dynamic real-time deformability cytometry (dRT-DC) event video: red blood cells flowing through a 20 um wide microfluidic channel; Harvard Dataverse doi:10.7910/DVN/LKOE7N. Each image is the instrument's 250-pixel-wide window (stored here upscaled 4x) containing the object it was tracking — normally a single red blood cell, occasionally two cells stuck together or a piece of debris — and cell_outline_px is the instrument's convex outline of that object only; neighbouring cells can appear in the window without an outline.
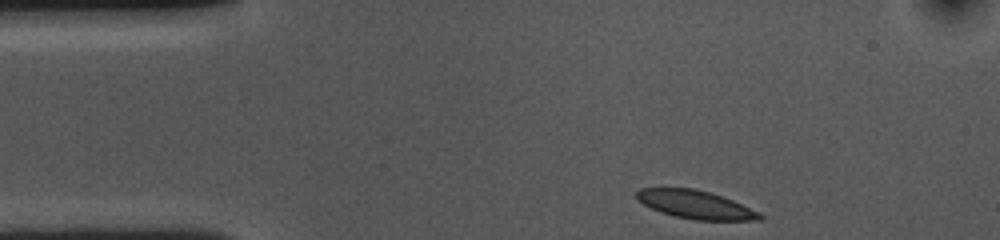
{"species": "common noctule bat (a hibernating species)", "species_latin": "Nyctalus noctula", "temperature_condition": "cold", "stored_images_in_passage": 37, "camera_frame_rate_fps": 3000, "um_per_image_px": 0.085, "animal": {"sex": "female", "body_mass_g": 10.0, "forearm_length_mm": 53.1}, "frame": {"image": 1, "passage_image": 1, "time_ms": 0.0, "image_size_px": [1000, 240], "cell_outline_px": [[764, 220], [696, 220], [676, 216], [660, 212], [636, 200], [636, 192], [640, 188], [692, 188], [708, 192], [732, 200], [760, 212], [764, 216]], "centroid_in_image_um": [59.12, 17.39], "position_along_channel_um": 25.9, "area_um2": 20.11}}
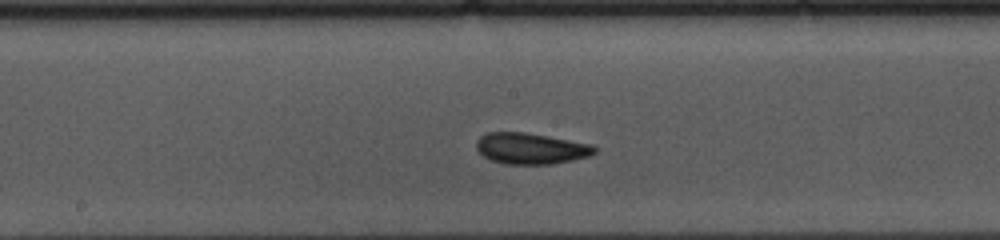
{"frame": {"image": 2, "passage_image": 20, "time_ms": 6.333, "image_size_px": [1000, 240], "cell_outline_px": [[596, 152], [592, 156], [552, 164], [504, 164], [492, 160], [484, 156], [476, 148], [476, 140], [480, 136], [488, 132], [524, 132], [548, 136], [592, 144], [596, 148]], "centroid_in_image_um": [45.13, 12.62], "position_along_channel_um": 203.1, "area_um2": 21.5}}
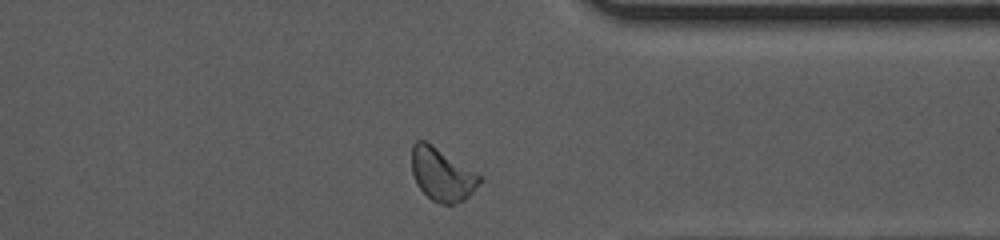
{"frame": {"image": 3, "passage_image": 35, "time_ms": 11.333, "image_size_px": [1000, 240], "cell_outline_px": [[484, 180], [464, 200], [456, 204], [440, 204], [432, 200], [416, 184], [412, 172], [412, 144], [416, 140], [424, 140], [432, 144], [480, 176]], "centroid_in_image_um": [37.55, 14.84], "position_along_channel_um": 373.9, "area_um2": 20.69}, "authors_computed_cell_mechanics": {"area_um2": 20.4612, "velocity_mm_per_s": 3.5583, "shape_relaxation_time_tau1_ms": 3.2395, "shape_relaxation_time_tau2_ms": 2.1617, "deformation_change_tau1": 0.1156, "deformation_change_tau2": 0.0857}}